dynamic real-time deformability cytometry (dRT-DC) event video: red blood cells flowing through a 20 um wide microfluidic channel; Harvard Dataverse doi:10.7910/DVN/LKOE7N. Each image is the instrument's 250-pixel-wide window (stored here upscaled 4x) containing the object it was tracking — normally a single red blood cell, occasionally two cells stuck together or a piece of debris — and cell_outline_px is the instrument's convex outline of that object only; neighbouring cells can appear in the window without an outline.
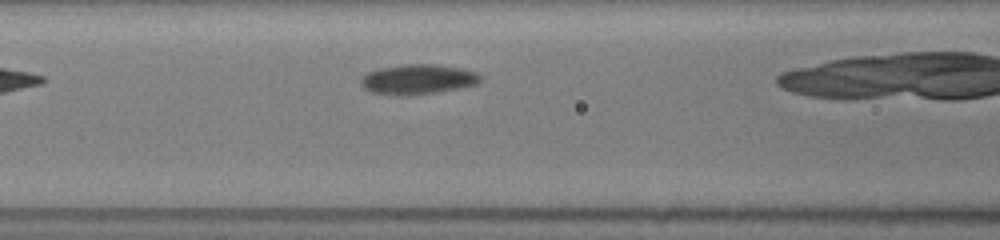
{"species": "common noctule bat (a hibernating species)", "species_latin": "Nyctalus noctula", "temperature_condition": "room temperature", "stored_images_in_passage": 12, "camera_frame_rate_fps": 3000, "um_per_image_px": 0.085, "animal": {"sex": "female", "body_mass_g": 19.5, "forearm_length_mm": 54.1}, "frame": {"image": 1, "passage_image": 3, "time_ms": 0.667, "image_size_px": [1000, 240], "cell_outline_px": [[480, 80], [476, 84], [436, 92], [408, 96], [392, 96], [368, 92], [360, 84], [360, 80], [368, 72], [380, 68], [404, 64], [432, 64], [456, 68], [476, 72], [480, 76]], "centroid_in_image_um": [35.42, 6.76], "position_along_channel_um": 131.2, "area_um2": 20.75}}
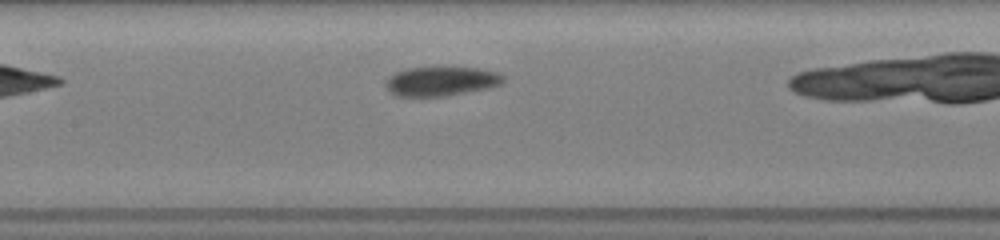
{"frame": {"image": 2, "passage_image": 6, "time_ms": 1.667, "image_size_px": [1000, 240], "cell_outline_px": [[504, 80], [500, 84], [492, 88], [444, 96], [396, 96], [384, 84], [396, 72], [408, 68], [480, 68], [500, 72], [504, 76]], "centroid_in_image_um": [37.58, 6.91], "position_along_channel_um": 169.8, "area_um2": 19.88}}